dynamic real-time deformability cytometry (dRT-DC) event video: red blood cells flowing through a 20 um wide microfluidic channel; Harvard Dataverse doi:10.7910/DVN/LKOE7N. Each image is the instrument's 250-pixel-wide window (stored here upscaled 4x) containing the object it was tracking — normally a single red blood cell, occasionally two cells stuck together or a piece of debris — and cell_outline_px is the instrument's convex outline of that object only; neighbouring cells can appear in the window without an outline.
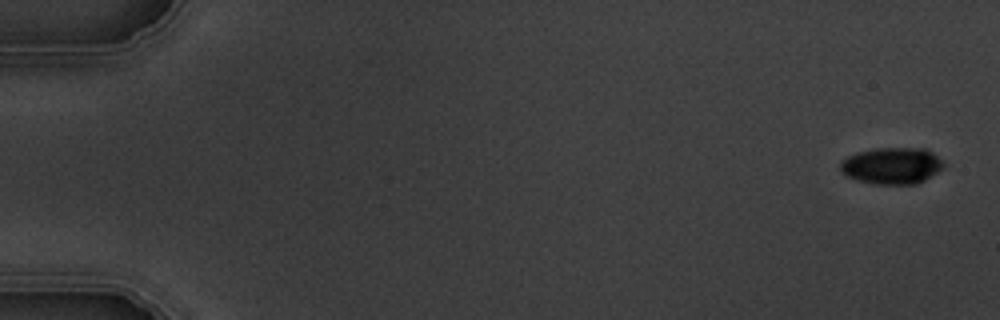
{"species": "common noctule bat (a hibernating species)", "species_latin": "Nyctalus noctula", "temperature_condition": "warm", "stored_images_in_passage": 5, "camera_frame_rate_fps": 3000, "um_per_image_px": 0.085, "animal": {"sex": "male", "body_mass_g": 19.5, "forearm_length_mm": 54.6}, "frame": {"image": 1, "passage_image": 1, "time_ms": 0.0, "image_size_px": [1000, 320], "cell_outline_px": [[944, 168], [924, 180], [916, 184], [872, 184], [856, 180], [840, 172], [840, 160], [856, 152], [880, 148], [924, 148], [932, 152], [944, 164]], "centroid_in_image_um": [75.78, 14.09], "position_along_channel_um": 9.2, "area_um2": 22.08}}
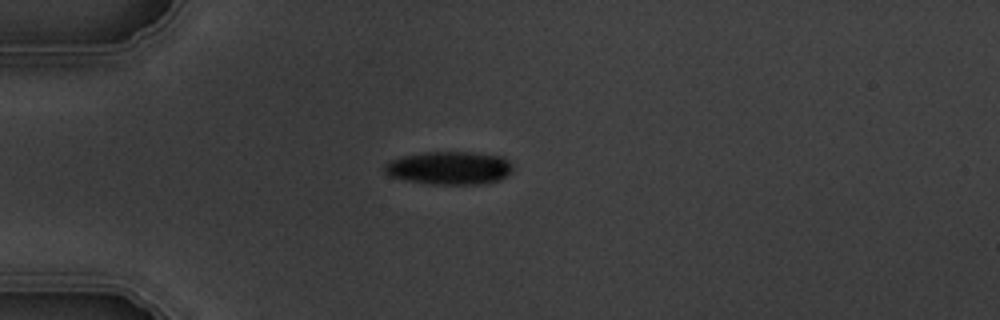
{"frame": {"image": 2, "passage_image": 5, "time_ms": 4.667, "image_size_px": [1000, 320], "cell_outline_px": [[512, 168], [500, 180], [480, 184], [432, 184], [404, 180], [388, 176], [384, 172], [384, 164], [400, 156], [424, 152], [468, 152], [500, 156], [508, 160], [512, 164]], "centroid_in_image_um": [38.13, 14.28], "position_along_channel_um": 46.9, "area_um2": 24.68}}